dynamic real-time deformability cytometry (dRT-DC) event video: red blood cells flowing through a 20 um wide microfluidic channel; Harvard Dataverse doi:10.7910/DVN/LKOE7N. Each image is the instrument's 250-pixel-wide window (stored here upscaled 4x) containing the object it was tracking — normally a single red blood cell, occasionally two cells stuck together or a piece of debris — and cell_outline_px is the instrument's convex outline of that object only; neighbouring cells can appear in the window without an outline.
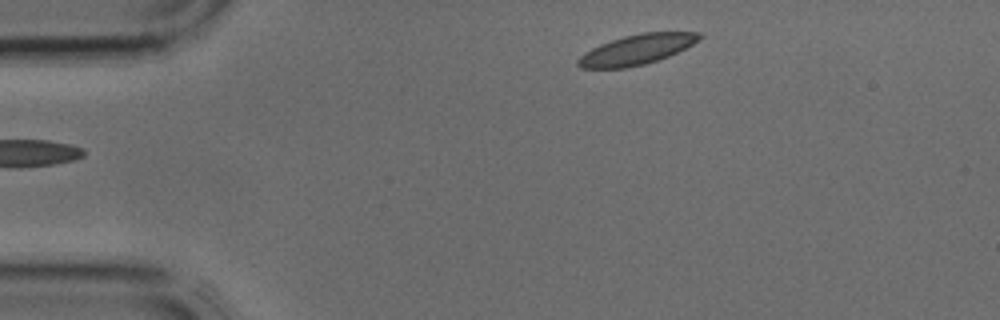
{"species": "common noctule bat (a hibernating species)", "species_latin": "Nyctalus noctula", "temperature_condition": "cold", "stored_images_in_passage": 4, "segment_of_instrument_passage": [2, 2], "camera_frame_rate_fps": 3000, "um_per_image_px": 0.085, "animal": {"sex": "male", "body_mass_g": 17.9, "forearm_length_mm": 54.2}, "frame": {"image": 1, "passage_image": 4, "time_ms": 1.0, "image_size_px": [1000, 320], "cell_outline_px": [[704, 36], [692, 44], [668, 56], [644, 64], [624, 68], [580, 68], [576, 64], [576, 60], [584, 52], [600, 44], [624, 36], [640, 32], [700, 32]], "centroid_in_image_um": [54.09, 4.21], "position_along_channel_um": 30.9, "area_um2": 21.1}}